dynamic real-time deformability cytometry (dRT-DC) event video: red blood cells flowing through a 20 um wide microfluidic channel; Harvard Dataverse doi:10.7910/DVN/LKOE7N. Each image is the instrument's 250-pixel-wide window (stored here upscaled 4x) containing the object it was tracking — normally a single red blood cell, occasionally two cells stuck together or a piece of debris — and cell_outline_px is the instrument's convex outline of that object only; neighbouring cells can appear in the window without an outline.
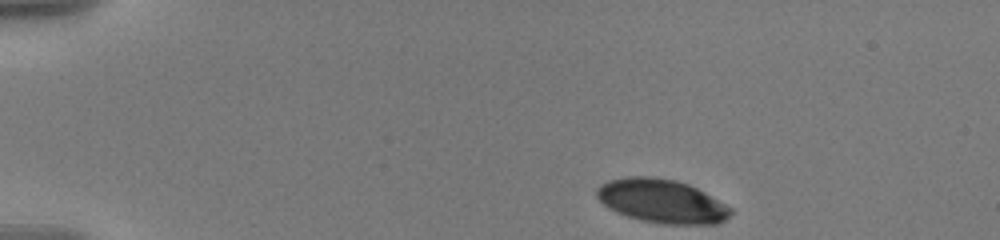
{"species": "human", "species_latin": "Homo sapiens", "temperature_condition": "warm", "stored_images_in_passage": 48, "camera_frame_rate_fps": 3000, "um_per_image_px": 0.085, "donor": {"sex": "male"}, "frame": {"image": 1, "passage_image": 1, "time_ms": 0.0, "image_size_px": [1000, 240], "cell_outline_px": [[732, 212], [720, 224], [660, 224], [640, 220], [616, 212], [608, 208], [596, 196], [596, 188], [600, 184], [608, 180], [628, 176], [652, 176], [676, 180], [688, 184], [704, 192], [732, 208]], "centroid_in_image_um": [56.23, 17.09], "position_along_channel_um": 28.8, "area_um2": 34.22}}
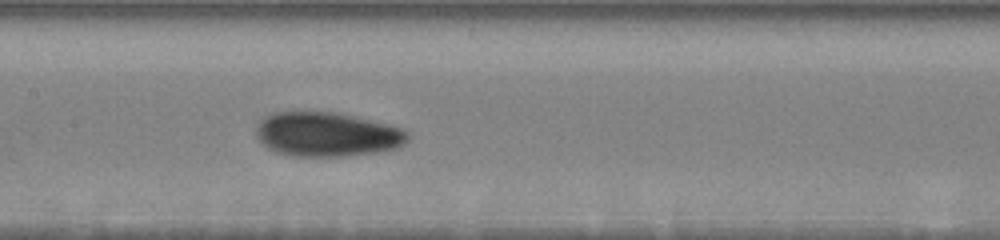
{"frame": {"image": 2, "passage_image": 21, "time_ms": 6.667, "image_size_px": [1000, 240], "cell_outline_px": [[408, 140], [404, 144], [396, 148], [376, 152], [348, 156], [288, 156], [276, 152], [260, 144], [256, 136], [256, 128], [260, 120], [264, 116], [276, 112], [336, 112], [356, 116], [408, 128]], "centroid_in_image_um": [27.81, 11.42], "position_along_channel_um": 179.6, "area_um2": 39.77}}
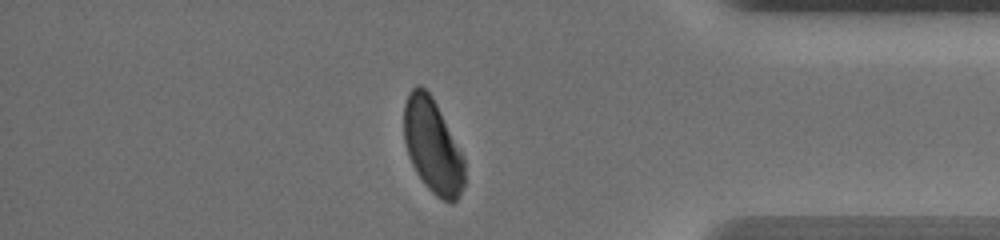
{"frame": {"image": 3, "passage_image": 41, "time_ms": 13.333, "image_size_px": [1000, 240], "cell_outline_px": [[464, 184], [456, 200], [452, 204], [436, 196], [424, 184], [416, 172], [408, 156], [404, 140], [404, 104], [408, 92], [416, 84], [420, 84], [432, 96], [464, 156]], "centroid_in_image_um": [36.76, 12.4], "position_along_channel_um": 398.4, "area_um2": 33.29}, "authors_computed_cell_mechanics": {"area_um2": 37.1654, "velocity_mm_per_s": 3.5751, "shape_relaxation_time_tau1_ms": 3.6364, "shape_relaxation_time_tau2_ms": 1.7074, "deformation_change_tau1": 0.1279, "deformation_change_tau2": 0.0602}}